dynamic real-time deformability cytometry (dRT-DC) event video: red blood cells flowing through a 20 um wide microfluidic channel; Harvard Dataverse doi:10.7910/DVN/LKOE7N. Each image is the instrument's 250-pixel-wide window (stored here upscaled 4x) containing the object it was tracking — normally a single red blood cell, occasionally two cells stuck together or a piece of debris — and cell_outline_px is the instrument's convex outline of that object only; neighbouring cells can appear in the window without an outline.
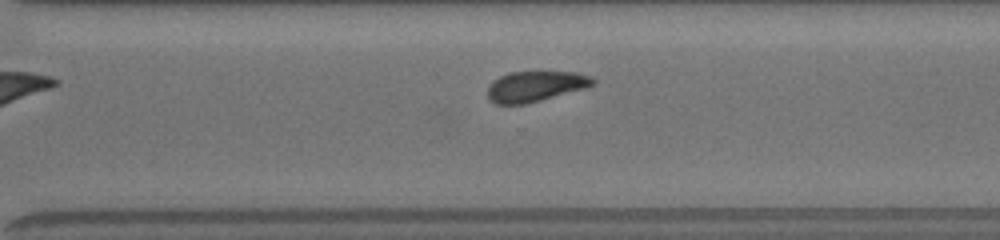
{"species": "common noctule bat (a hibernating species)", "species_latin": "Nyctalus noctula", "temperature_condition": "room temperature", "stored_images_in_passage": 20, "segment_of_instrument_passage": [2, 2], "camera_frame_rate_fps": 3000, "um_per_image_px": 0.085, "animal": {"sex": "female", "body_mass_g": 19.5, "forearm_length_mm": 54.1}, "frame": {"image": 1, "passage_image": 20, "time_ms": 6.667, "image_size_px": [1000, 240], "cell_outline_px": [[596, 84], [588, 88], [528, 104], [496, 104], [488, 100], [488, 84], [492, 80], [500, 76], [512, 72], [576, 72], [592, 76], [596, 80]], "centroid_in_image_um": [45.55, 7.35], "position_along_channel_um": 325.1, "area_um2": 19.13}}